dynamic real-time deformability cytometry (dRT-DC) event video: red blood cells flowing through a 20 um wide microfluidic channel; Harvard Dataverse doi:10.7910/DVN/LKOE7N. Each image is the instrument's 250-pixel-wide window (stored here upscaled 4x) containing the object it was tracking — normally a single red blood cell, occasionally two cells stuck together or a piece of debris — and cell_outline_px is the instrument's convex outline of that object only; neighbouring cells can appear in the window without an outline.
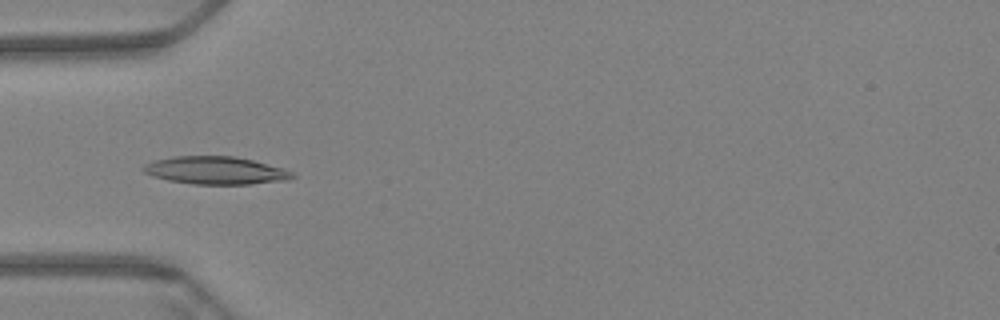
{"species": "Egyptian fruit bat (a non-hibernating species)", "species_latin": "Rousettus aegyptiacus", "temperature_condition": "warm", "stored_images_in_passage": 55, "camera_frame_rate_fps": 3000, "um_per_image_px": 0.085, "animal": {"sex": "female"}, "frame": {"image": 1, "passage_image": 15, "time_ms": 4.667, "image_size_px": [1000, 320], "cell_outline_px": [[296, 176], [288, 180], [248, 184], [192, 184], [168, 180], [152, 176], [144, 172], [140, 168], [144, 164], [156, 160], [172, 156], [236, 156], [284, 168], [292, 172]], "centroid_in_image_um": [18.31, 14.48], "position_along_channel_um": 66.7, "area_um2": 24.16}}
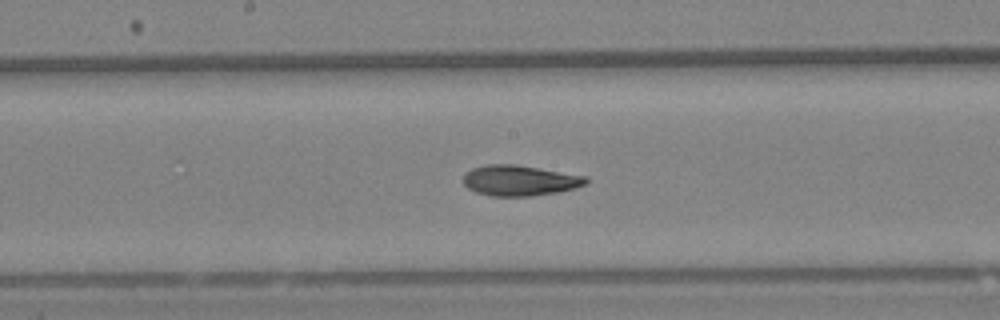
{"frame": {"image": 2, "passage_image": 27, "time_ms": 8.667, "image_size_px": [1000, 320], "cell_outline_px": [[588, 180], [584, 184], [576, 188], [556, 192], [532, 196], [492, 196], [476, 192], [468, 188], [464, 184], [464, 176], [472, 168], [484, 164], [516, 164], [588, 176]], "centroid_in_image_um": [44.18, 15.33], "position_along_channel_um": 204.0, "area_um2": 21.85}}
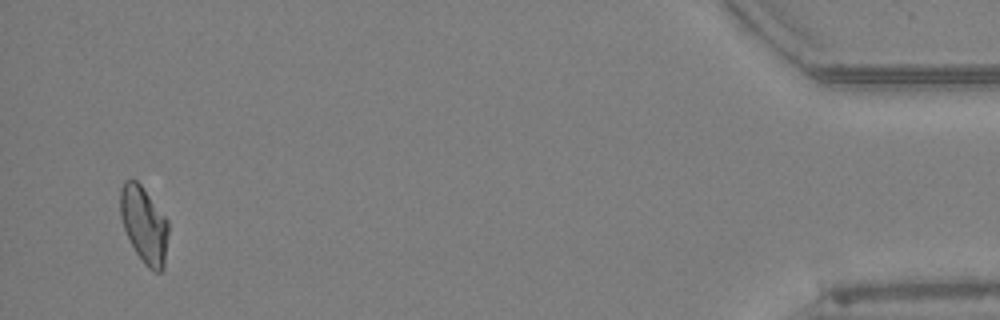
{"frame": {"image": 3, "passage_image": 53, "time_ms": 17.333, "image_size_px": [1000, 320], "cell_outline_px": [[168, 232], [164, 268], [160, 272], [152, 272], [144, 264], [136, 252], [124, 228], [120, 216], [120, 188], [124, 180], [136, 180], [140, 184], [168, 220]], "centroid_in_image_um": [12.25, 19.12], "position_along_channel_um": 423.0, "area_um2": 21.33}, "authors_computed_cell_mechanics": {"area_um2": 21.7906, "velocity_mm_per_s": 3.4639, "shape_relaxation_time_tau1_ms": 7.7607, "shape_relaxation_time_tau2_ms": 3.388, "deformation_change_tau1": 0.2153, "deformation_change_tau2": 0.1068}}